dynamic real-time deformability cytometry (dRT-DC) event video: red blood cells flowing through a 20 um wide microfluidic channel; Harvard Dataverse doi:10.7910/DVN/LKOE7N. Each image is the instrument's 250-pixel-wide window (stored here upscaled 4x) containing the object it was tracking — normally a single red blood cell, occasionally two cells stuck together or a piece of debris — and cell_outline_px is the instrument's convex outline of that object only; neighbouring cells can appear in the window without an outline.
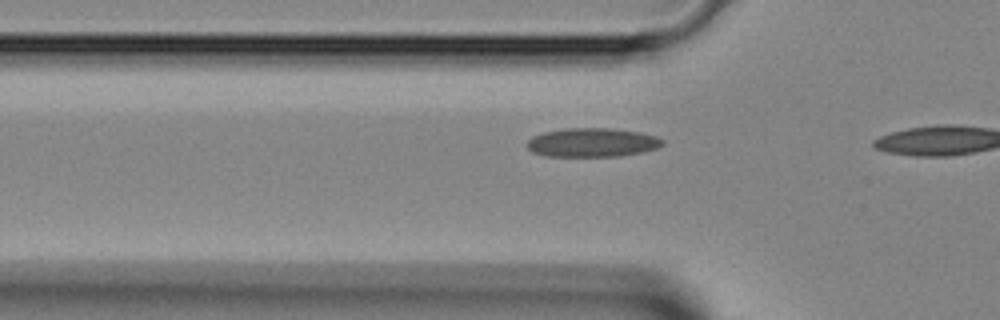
{"species": "Egyptian fruit bat (a non-hibernating species)", "species_latin": "Rousettus aegyptiacus", "temperature_condition": "room temperature", "stored_images_in_passage": 6, "camera_frame_rate_fps": 3000, "um_per_image_px": 0.085, "animal": {"sex": "female"}, "frame": {"image": 1, "passage_image": 5, "time_ms": 1.333, "image_size_px": [1000, 320], "cell_outline_px": [[664, 144], [656, 148], [644, 152], [620, 156], [544, 156], [532, 152], [524, 144], [532, 136], [544, 132], [564, 128], [612, 128], [640, 132], [656, 136], [664, 140]], "centroid_in_image_um": [50.33, 12.11], "position_along_channel_um": 75.5, "area_um2": 23.06}}